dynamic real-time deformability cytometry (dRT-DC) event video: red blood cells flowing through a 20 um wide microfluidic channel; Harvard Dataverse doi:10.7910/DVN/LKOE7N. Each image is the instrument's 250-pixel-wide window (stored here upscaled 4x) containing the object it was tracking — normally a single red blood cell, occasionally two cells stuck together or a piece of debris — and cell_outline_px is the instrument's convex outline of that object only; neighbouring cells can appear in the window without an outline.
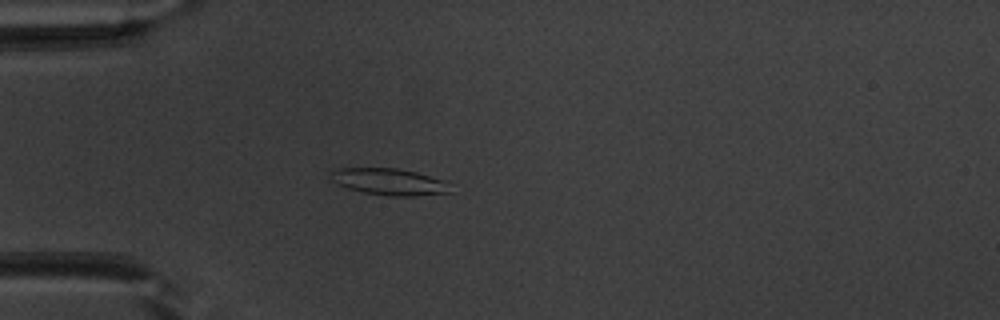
{"species": "common noctule bat (a hibernating species)", "species_latin": "Nyctalus noctula", "temperature_condition": "warm", "stored_images_in_passage": 50, "camera_frame_rate_fps": 3000, "um_per_image_px": 0.085, "animal": {"sex": "male", "body_mass_g": 20.1, "forearm_length_mm": 53.5}, "frame": {"image": 1, "passage_image": 14, "time_ms": 4.333, "image_size_px": [1000, 320], "cell_outline_px": [[452, 192], [416, 196], [388, 196], [364, 192], [348, 188], [332, 180], [332, 172], [340, 168], [396, 168], [416, 172], [440, 180]], "centroid_in_image_um": [33.06, 15.45], "position_along_channel_um": 51.9, "area_um2": 17.98}}
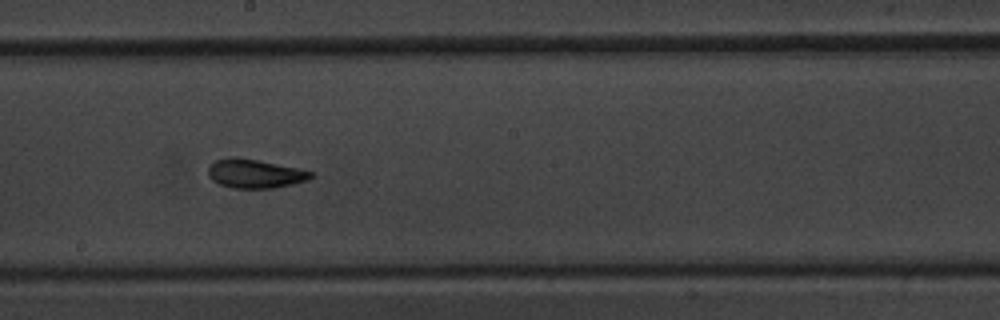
{"frame": {"image": 2, "passage_image": 28, "time_ms": 9.0, "image_size_px": [1000, 320], "cell_outline_px": [[316, 176], [308, 180], [292, 184], [272, 188], [232, 188], [220, 184], [212, 180], [208, 176], [208, 164], [216, 160], [232, 156], [256, 160], [300, 168], [312, 172]], "centroid_in_image_um": [21.66, 14.75], "position_along_channel_um": 226.5, "area_um2": 17.4}}
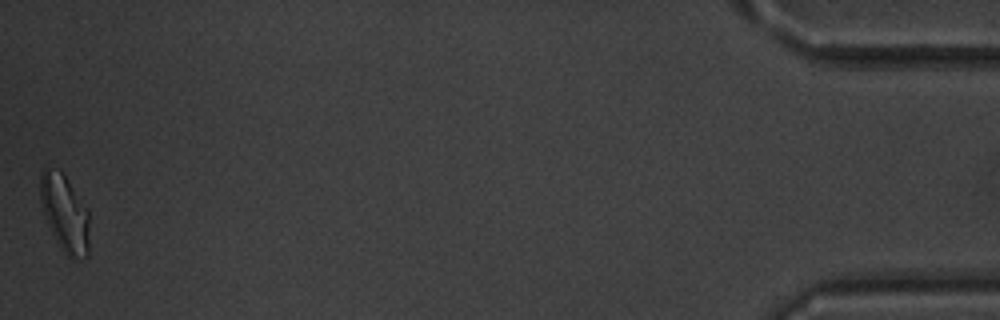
{"frame": {"image": 3, "passage_image": 50, "time_ms": 16.333, "image_size_px": [1000, 320], "cell_outline_px": [[88, 256], [72, 260], [60, 248], [44, 216], [40, 200], [40, 176], [44, 168], [48, 168], [60, 172], [64, 176], [88, 208]], "centroid_in_image_um": [5.5, 18.17], "position_along_channel_um": 429.7, "area_um2": 21.79}, "authors_computed_cell_mechanics": {"area_um2": 18.0047, "velocity_mm_per_s": 3.9921, "shape_relaxation_time_tau1_ms": 6.6739, "shape_relaxation_time_tau2_ms": 1.7705, "deformation_change_tau1": 0.174, "deformation_change_tau2": 0.072}}